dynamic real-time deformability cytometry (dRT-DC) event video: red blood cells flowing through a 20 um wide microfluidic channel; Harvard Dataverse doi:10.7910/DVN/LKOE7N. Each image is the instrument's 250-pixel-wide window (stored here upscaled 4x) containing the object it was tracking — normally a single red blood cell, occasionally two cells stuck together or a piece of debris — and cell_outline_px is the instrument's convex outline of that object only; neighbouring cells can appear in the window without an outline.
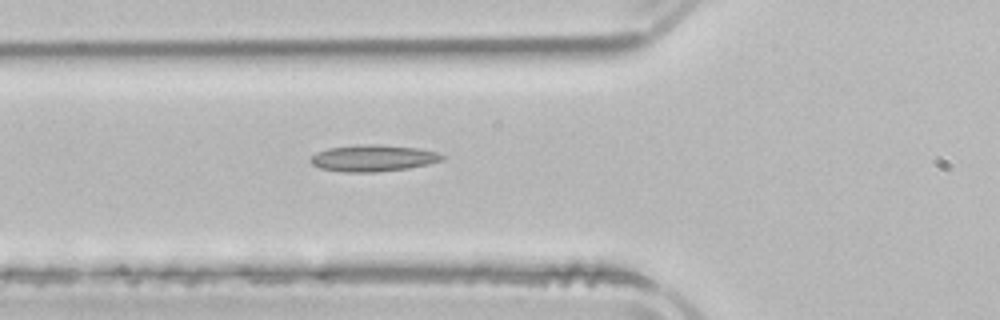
{"species": "common noctule bat (a hibernating species)", "species_latin": "Nyctalus noctula", "temperature_condition": "room temperature", "stored_images_in_passage": 2, "camera_frame_rate_fps": 3000, "um_per_image_px": 0.085, "animal": {"sex": "male", "body_mass_g": 21.5, "forearm_length_mm": 52.0}, "frame": {"image": 1, "passage_image": 2, "time_ms": 2.333, "image_size_px": [1000, 320], "cell_outline_px": [[448, 156], [444, 160], [428, 164], [408, 168], [376, 172], [344, 172], [320, 168], [312, 164], [312, 156], [316, 152], [328, 148], [356, 144], [376, 144], [416, 148], [436, 152]], "centroid_in_image_um": [31.74, 13.44], "position_along_channel_um": 94.1, "area_um2": 20.4}}